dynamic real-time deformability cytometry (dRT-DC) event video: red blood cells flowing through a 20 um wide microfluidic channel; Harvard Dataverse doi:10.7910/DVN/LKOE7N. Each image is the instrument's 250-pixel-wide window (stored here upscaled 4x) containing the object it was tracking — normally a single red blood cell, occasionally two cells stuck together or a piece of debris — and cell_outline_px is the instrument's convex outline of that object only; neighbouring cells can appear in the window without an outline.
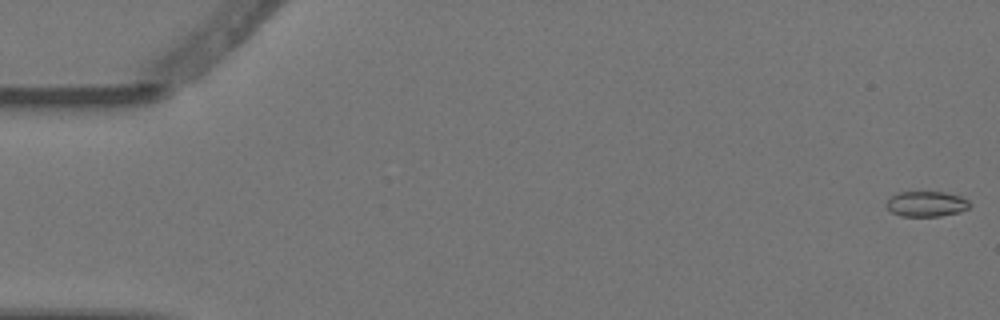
{"species": "Egyptian fruit bat (a non-hibernating species)", "species_latin": "Rousettus aegyptiacus", "temperature_condition": "warm", "stored_images_in_passage": 15, "camera_frame_rate_fps": 3000, "um_per_image_px": 0.085, "animal": {"sex": "female"}, "frame": {"image": 1, "passage_image": 1, "time_ms": 0.0, "image_size_px": [1000, 320], "cell_outline_px": [[972, 204], [968, 208], [960, 212], [940, 216], [900, 216], [892, 212], [884, 204], [896, 192], [944, 192], [960, 196], [968, 200]], "centroid_in_image_um": [78.74, 17.33], "position_along_channel_um": 6.3, "area_um2": 12.37}}
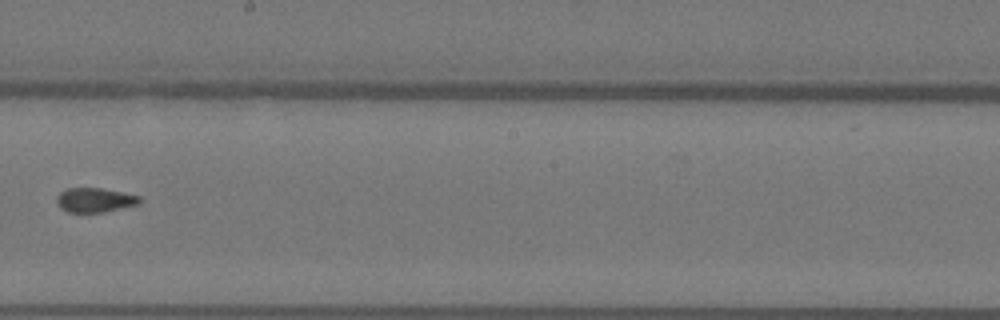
{"frame": {"image": 2, "passage_image": 9, "time_ms": 2.667, "image_size_px": [1000, 320], "cell_outline_px": [[144, 200], [140, 204], [104, 212], [68, 212], [60, 208], [56, 204], [56, 196], [60, 192], [68, 188], [100, 188], [124, 192], [140, 196]], "centroid_in_image_um": [8.09, 17.0], "position_along_channel_um": 240.1, "area_um2": 12.02}}
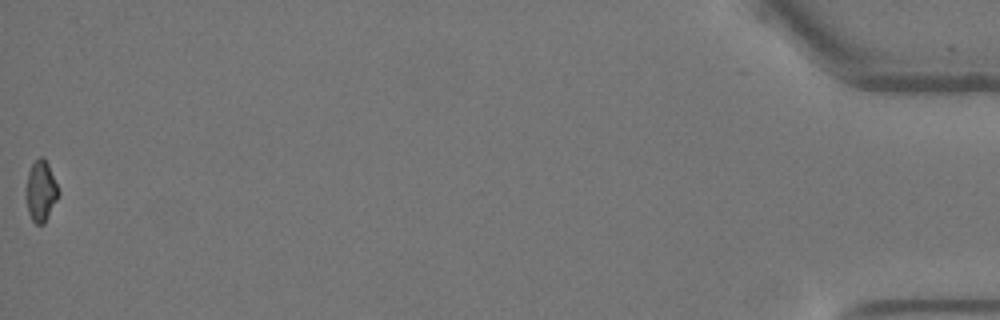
{"frame": {"image": 3, "passage_image": 15, "time_ms": 4.667, "image_size_px": [1000, 320], "cell_outline_px": [[60, 192], [44, 224], [36, 224], [32, 220], [28, 212], [24, 192], [28, 172], [32, 164], [40, 156], [44, 156], [48, 164]], "centroid_in_image_um": [3.44, 16.23], "position_along_channel_um": 431.8, "area_um2": 11.56}}